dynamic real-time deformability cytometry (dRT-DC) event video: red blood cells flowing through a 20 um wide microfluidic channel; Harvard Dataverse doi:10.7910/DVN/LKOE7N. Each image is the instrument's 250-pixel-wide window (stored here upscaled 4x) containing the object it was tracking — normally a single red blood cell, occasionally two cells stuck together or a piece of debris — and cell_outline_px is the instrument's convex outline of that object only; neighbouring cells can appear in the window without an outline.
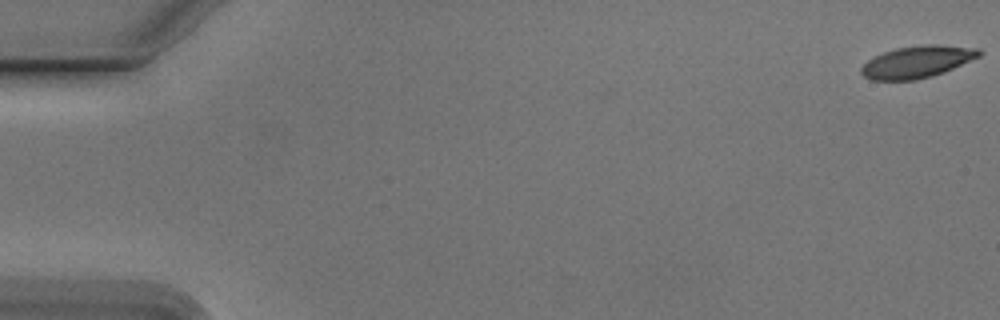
{"species": "Egyptian fruit bat (a non-hibernating species)", "species_latin": "Rousettus aegyptiacus", "temperature_condition": "cold", "stored_images_in_passage": 55, "camera_frame_rate_fps": 3000, "um_per_image_px": 0.085, "animal": {"sex": "male"}, "frame": {"image": 1, "passage_image": 1, "time_ms": 0.0, "image_size_px": [1000, 320], "cell_outline_px": [[980, 56], [944, 72], [932, 76], [916, 80], [872, 80], [864, 76], [860, 72], [860, 68], [868, 60], [884, 52], [896, 48], [924, 44], [940, 44], [980, 48]], "centroid_in_image_um": [77.97, 5.25], "position_along_channel_um": 7.0, "area_um2": 21.96}}
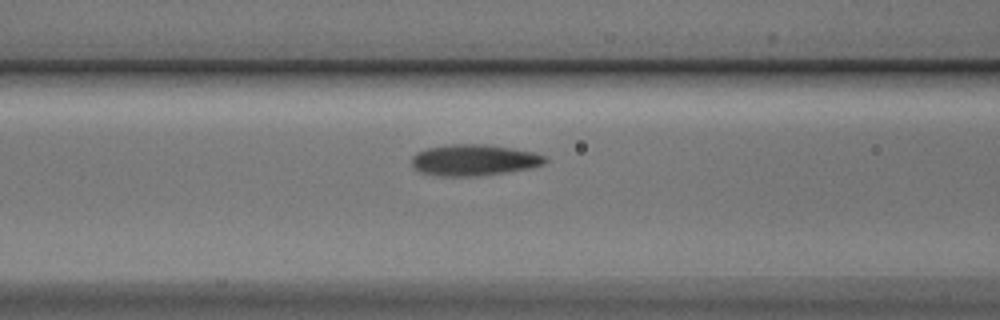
{"frame": {"image": 2, "passage_image": 23, "time_ms": 7.333, "image_size_px": [1000, 320], "cell_outline_px": [[548, 160], [544, 164], [532, 168], [476, 176], [440, 176], [420, 172], [412, 164], [412, 156], [416, 152], [428, 148], [452, 144], [484, 144], [512, 148], [532, 152], [544, 156]], "centroid_in_image_um": [40.29, 13.6], "position_along_channel_um": 126.3, "area_um2": 24.1}}
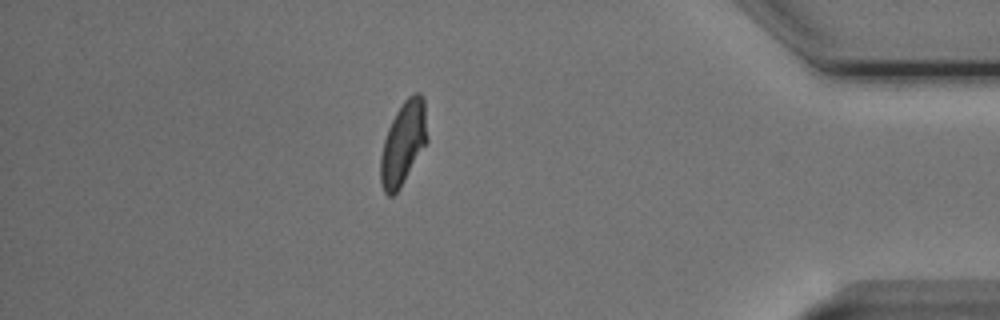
{"frame": {"image": 3, "passage_image": 48, "time_ms": 15.667, "image_size_px": [1000, 320], "cell_outline_px": [[428, 140], [400, 188], [392, 196], [388, 196], [384, 192], [380, 184], [380, 156], [384, 140], [388, 128], [396, 112], [404, 100], [412, 92], [420, 92], [424, 96], [428, 136]], "centroid_in_image_um": [34.28, 12.14], "position_along_channel_um": 400.9, "area_um2": 22.83}, "authors_computed_cell_mechanics": {"area_um2": 23.0044, "velocity_mm_per_s": 3.7693, "shape_relaxation_time_tau1_ms": 4.0205, "shape_relaxation_time_tau2_ms": 1.4162, "deformation_change_tau1": 0.1491, "deformation_change_tau2": 0.0825}}